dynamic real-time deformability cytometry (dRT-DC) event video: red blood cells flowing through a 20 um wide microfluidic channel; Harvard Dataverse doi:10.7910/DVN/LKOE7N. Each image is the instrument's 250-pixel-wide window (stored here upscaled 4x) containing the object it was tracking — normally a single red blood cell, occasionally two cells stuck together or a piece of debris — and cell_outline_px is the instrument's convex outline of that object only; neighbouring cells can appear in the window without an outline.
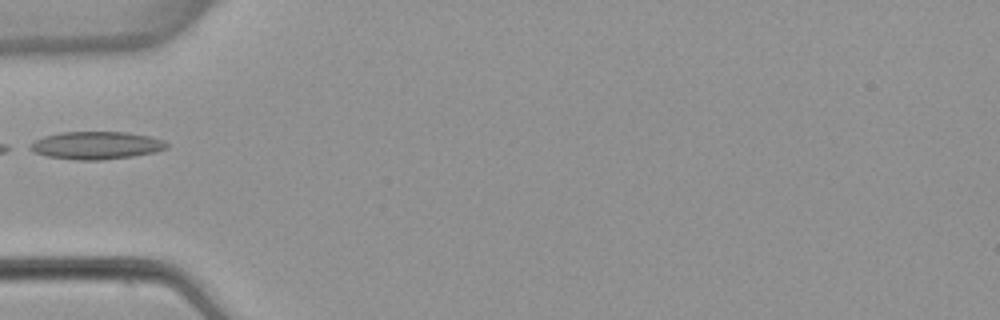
{"species": "common noctule bat (a hibernating species)", "species_latin": "Nyctalus noctula", "temperature_condition": "warm", "stored_images_in_passage": 5, "camera_frame_rate_fps": 3000, "um_per_image_px": 0.085, "animal": {"sex": "female", "body_mass_g": 22.7, "forearm_length_mm": 54.2}, "frame": {"image": 1, "passage_image": 5, "time_ms": 5.0, "image_size_px": [1000, 320], "cell_outline_px": [[168, 148], [156, 152], [132, 156], [100, 160], [76, 160], [48, 156], [32, 152], [24, 148], [28, 144], [44, 136], [64, 132], [128, 132], [148, 136], [164, 140], [168, 144]], "centroid_in_image_um": [8.15, 12.36], "position_along_channel_um": 76.9, "area_um2": 22.2}}